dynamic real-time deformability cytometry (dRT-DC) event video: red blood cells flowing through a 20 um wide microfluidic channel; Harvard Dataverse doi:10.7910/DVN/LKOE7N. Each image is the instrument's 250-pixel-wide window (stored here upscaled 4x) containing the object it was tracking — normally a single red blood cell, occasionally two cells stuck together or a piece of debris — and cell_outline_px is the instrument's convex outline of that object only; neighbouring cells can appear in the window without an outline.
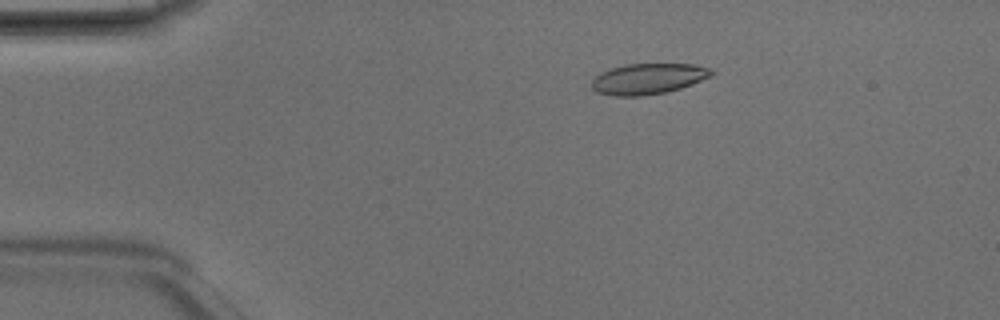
{"species": "Egyptian fruit bat (a non-hibernating species)", "species_latin": "Rousettus aegyptiacus", "temperature_condition": "room temperature", "stored_images_in_passage": 5, "camera_frame_rate_fps": 3000, "um_per_image_px": 0.085, "animal": {"sex": "male"}, "frame": {"image": 1, "passage_image": 3, "time_ms": 0.667, "image_size_px": [1000, 320], "cell_outline_px": [[716, 72], [712, 76], [692, 84], [680, 88], [664, 92], [640, 96], [612, 96], [596, 92], [592, 88], [592, 80], [600, 72], [624, 64], [692, 64], [712, 68]], "centroid_in_image_um": [55.1, 6.69], "position_along_channel_um": 29.9, "area_um2": 21.56}}
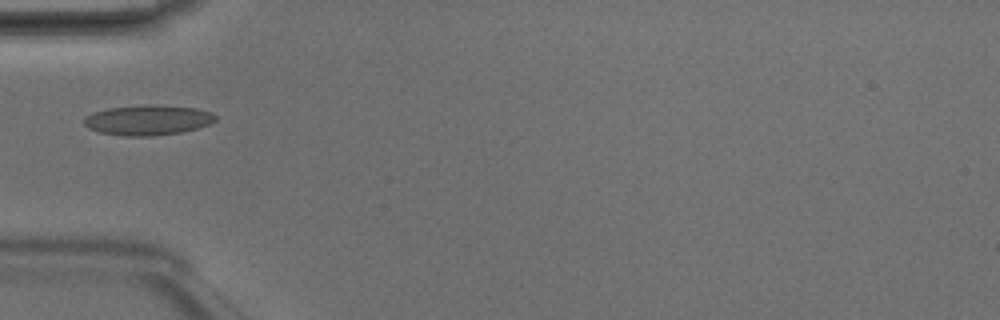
{"frame": {"image": 2, "passage_image": 4, "time_ms": 1.0, "image_size_px": [1000, 320], "cell_outline_px": [[216, 120], [208, 124], [196, 128], [180, 132], [152, 136], [124, 136], [100, 132], [88, 128], [84, 124], [84, 116], [92, 112], [108, 108], [152, 104], [156, 104], [196, 108], [212, 112], [216, 116]], "centroid_in_image_um": [12.55, 10.19], "position_along_channel_um": 72.5, "area_um2": 23.12}}